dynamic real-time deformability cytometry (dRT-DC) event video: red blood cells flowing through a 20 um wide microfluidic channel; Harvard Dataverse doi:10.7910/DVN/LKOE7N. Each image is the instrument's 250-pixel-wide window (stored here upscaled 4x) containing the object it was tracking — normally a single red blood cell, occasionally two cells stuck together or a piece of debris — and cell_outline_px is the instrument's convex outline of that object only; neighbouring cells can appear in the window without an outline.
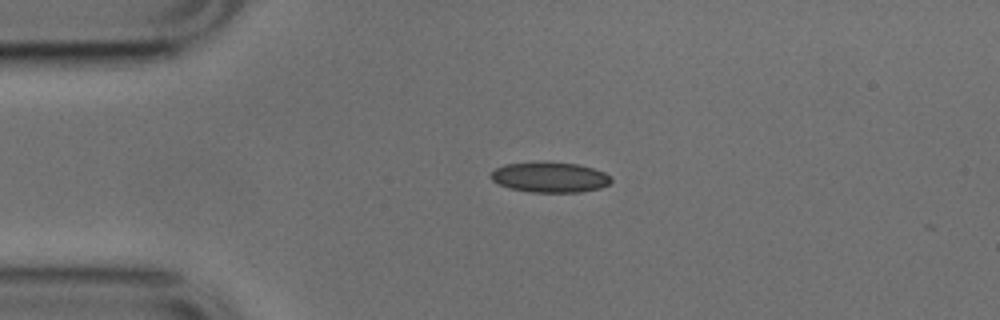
{"species": "common noctule bat (a hibernating species)", "species_latin": "Nyctalus noctula", "temperature_condition": "cold", "stored_images_in_passage": 5, "camera_frame_rate_fps": 3000, "um_per_image_px": 0.085, "animal": {"sex": "male", "body_mass_g": 17.9, "forearm_length_mm": 54.2}, "frame": {"image": 1, "passage_image": 1, "time_ms": 0.0, "image_size_px": [1000, 320], "cell_outline_px": [[612, 180], [608, 184], [600, 188], [580, 192], [528, 192], [512, 188], [500, 184], [492, 180], [488, 176], [496, 168], [504, 164], [576, 164], [592, 168], [604, 172]], "centroid_in_image_um": [46.74, 15.1], "position_along_channel_um": 38.3, "area_um2": 20.4}}